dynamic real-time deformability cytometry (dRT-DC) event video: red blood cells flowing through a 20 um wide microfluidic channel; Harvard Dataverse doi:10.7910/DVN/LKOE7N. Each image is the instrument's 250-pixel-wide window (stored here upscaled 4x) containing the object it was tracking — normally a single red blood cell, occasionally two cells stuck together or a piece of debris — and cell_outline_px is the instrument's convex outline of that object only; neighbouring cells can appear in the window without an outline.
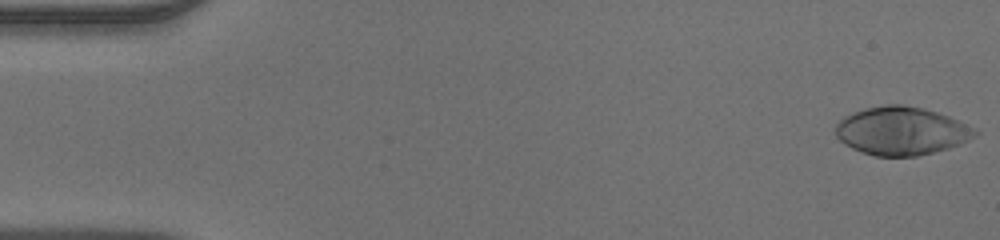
{"species": "human", "species_latin": "Homo sapiens", "temperature_condition": "warm", "stored_images_in_passage": 15, "camera_frame_rate_fps": 3000, "um_per_image_px": 0.085, "donor": {"sex": "male"}, "frame": {"image": 1, "passage_image": 1, "time_ms": 0.0, "image_size_px": [1000, 240], "cell_outline_px": [[980, 132], [976, 136], [960, 144], [948, 148], [916, 156], [876, 156], [852, 148], [844, 144], [836, 136], [836, 124], [844, 116], [864, 108], [884, 104], [900, 104], [924, 108], [948, 116]], "centroid_in_image_um": [76.6, 11.12], "position_along_channel_um": 8.4, "area_um2": 38.9}}
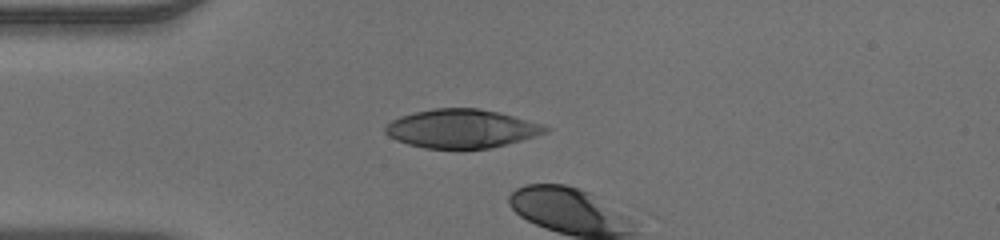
{"frame": {"image": 2, "passage_image": 13, "time_ms": 4.0, "image_size_px": [1000, 240], "cell_outline_px": [[552, 128], [544, 132], [520, 140], [492, 148], [424, 148], [408, 144], [396, 140], [388, 136], [384, 132], [384, 128], [392, 120], [400, 116], [432, 108], [476, 108], [500, 112], [544, 124]], "centroid_in_image_um": [39.22, 10.92], "position_along_channel_um": 45.8, "area_um2": 35.89}}